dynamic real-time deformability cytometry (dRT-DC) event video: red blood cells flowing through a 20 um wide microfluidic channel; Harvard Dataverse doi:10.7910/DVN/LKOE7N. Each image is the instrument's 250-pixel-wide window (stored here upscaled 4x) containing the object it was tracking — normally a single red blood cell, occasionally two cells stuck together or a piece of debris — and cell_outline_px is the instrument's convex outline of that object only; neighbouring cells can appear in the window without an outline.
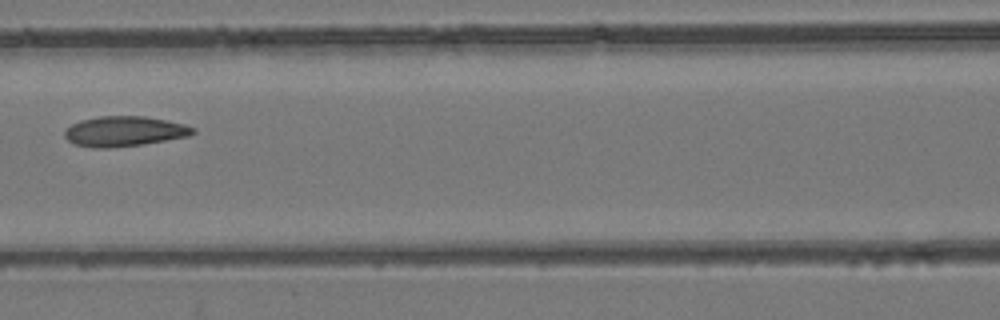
{"species": "common noctule bat (a hibernating species)", "species_latin": "Nyctalus noctula", "temperature_condition": "room temperature", "stored_images_in_passage": 7, "camera_frame_rate_fps": 3000, "um_per_image_px": 0.085, "animal": {"sex": "female", "body_mass_g": 24.6, "forearm_length_mm": 56.2}, "frame": {"image": 1, "passage_image": 7, "time_ms": 7.0, "image_size_px": [1000, 320], "cell_outline_px": [[196, 132], [188, 136], [144, 144], [108, 148], [92, 148], [72, 144], [64, 136], [64, 132], [72, 124], [80, 120], [100, 116], [144, 116], [184, 124], [196, 128]], "centroid_in_image_um": [10.55, 11.17], "position_along_channel_um": 156.1, "area_um2": 22.54}}